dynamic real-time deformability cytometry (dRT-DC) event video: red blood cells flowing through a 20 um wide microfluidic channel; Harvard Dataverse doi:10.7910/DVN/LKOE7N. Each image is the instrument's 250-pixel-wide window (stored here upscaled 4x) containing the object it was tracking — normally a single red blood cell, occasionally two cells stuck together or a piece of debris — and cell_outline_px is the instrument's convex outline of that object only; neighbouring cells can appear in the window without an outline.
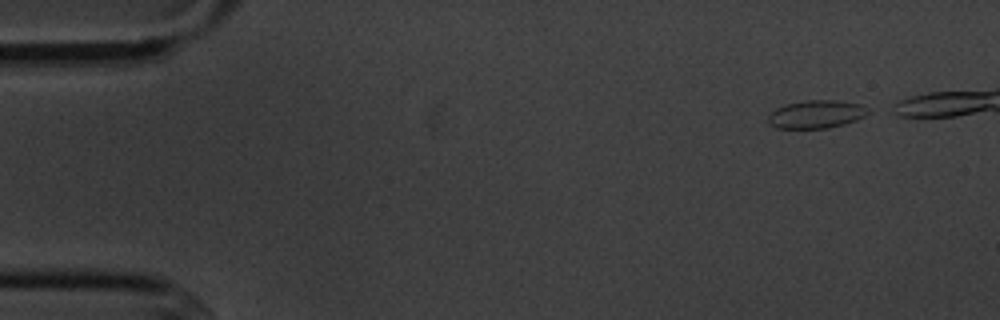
{"species": "common noctule bat (a hibernating species)", "species_latin": "Nyctalus noctula", "temperature_condition": "cold", "stored_images_in_passage": 5, "camera_frame_rate_fps": 3000, "um_per_image_px": 0.085, "animal": {"sex": "male", "body_mass_g": 20.1, "forearm_length_mm": 53.5}, "frame": {"image": 1, "passage_image": 1, "time_ms": 0.0, "image_size_px": [1000, 320], "cell_outline_px": [[872, 112], [856, 120], [844, 124], [828, 128], [776, 128], [768, 120], [768, 116], [776, 108], [788, 104], [804, 100], [836, 100], [860, 104], [868, 108]], "centroid_in_image_um": [69.43, 9.7], "position_along_channel_um": 15.6, "area_um2": 16.24}}